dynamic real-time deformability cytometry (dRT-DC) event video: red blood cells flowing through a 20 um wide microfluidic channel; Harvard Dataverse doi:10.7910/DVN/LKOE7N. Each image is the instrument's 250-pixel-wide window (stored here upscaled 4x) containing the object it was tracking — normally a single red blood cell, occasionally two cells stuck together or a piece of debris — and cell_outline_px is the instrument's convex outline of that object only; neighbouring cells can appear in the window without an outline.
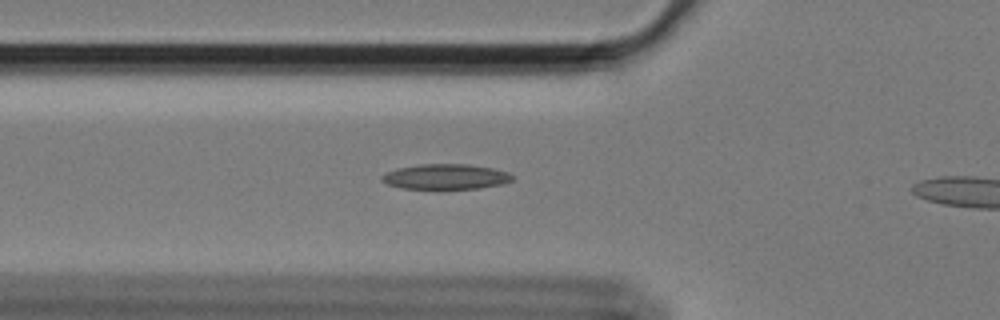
{"species": "Egyptian fruit bat (a non-hibernating species)", "species_latin": "Rousettus aegyptiacus", "temperature_condition": "cold", "stored_images_in_passage": 44, "camera_frame_rate_fps": 3000, "um_per_image_px": 0.085, "animal": {"sex": "female"}, "frame": {"image": 1, "passage_image": 14, "time_ms": 4.333, "image_size_px": [1000, 320], "cell_outline_px": [[516, 176], [512, 180], [500, 184], [480, 188], [440, 192], [436, 192], [404, 188], [388, 184], [380, 180], [380, 176], [388, 172], [400, 168], [420, 164], [468, 164], [492, 168], [508, 172]], "centroid_in_image_um": [37.89, 15.07], "position_along_channel_um": 87.9, "area_um2": 20.06}}
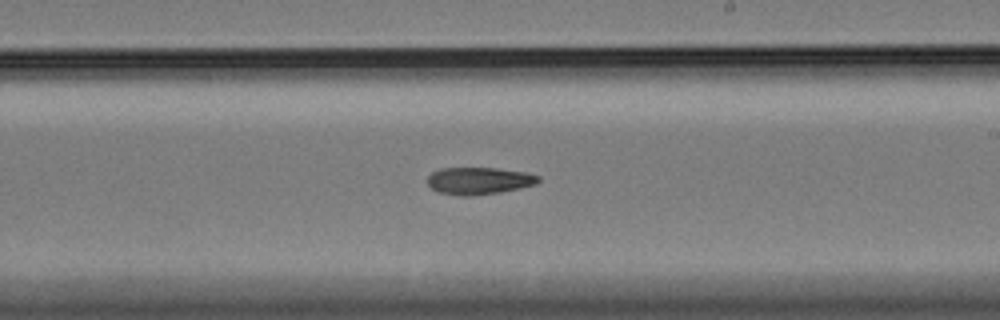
{"frame": {"image": 2, "passage_image": 28, "time_ms": 9.0, "image_size_px": [1000, 320], "cell_outline_px": [[540, 180], [536, 184], [520, 188], [500, 192], [472, 196], [460, 196], [440, 192], [432, 188], [428, 184], [428, 176], [432, 172], [440, 168], [496, 168], [524, 172], [540, 176]], "centroid_in_image_um": [40.72, 15.36], "position_along_channel_um": 248.3, "area_um2": 17.51}}
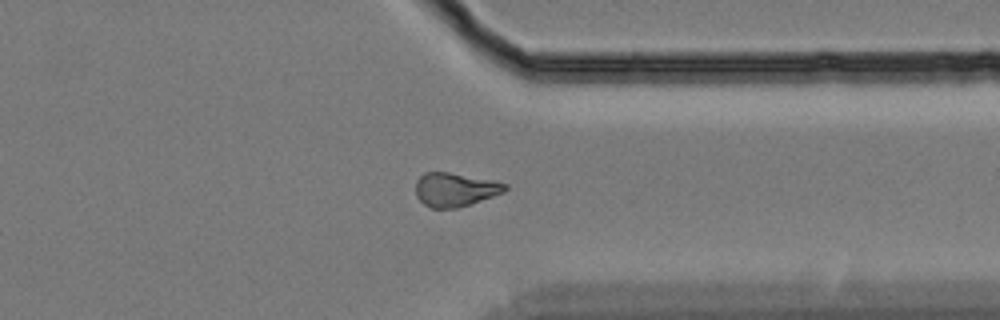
{"frame": {"image": 3, "passage_image": 39, "time_ms": 12.667, "image_size_px": [1000, 320], "cell_outline_px": [[508, 188], [504, 192], [456, 208], [432, 208], [424, 204], [416, 196], [416, 180], [424, 172], [448, 172], [508, 184]], "centroid_in_image_um": [38.63, 16.11], "position_along_channel_um": 372.8, "area_um2": 17.22}}